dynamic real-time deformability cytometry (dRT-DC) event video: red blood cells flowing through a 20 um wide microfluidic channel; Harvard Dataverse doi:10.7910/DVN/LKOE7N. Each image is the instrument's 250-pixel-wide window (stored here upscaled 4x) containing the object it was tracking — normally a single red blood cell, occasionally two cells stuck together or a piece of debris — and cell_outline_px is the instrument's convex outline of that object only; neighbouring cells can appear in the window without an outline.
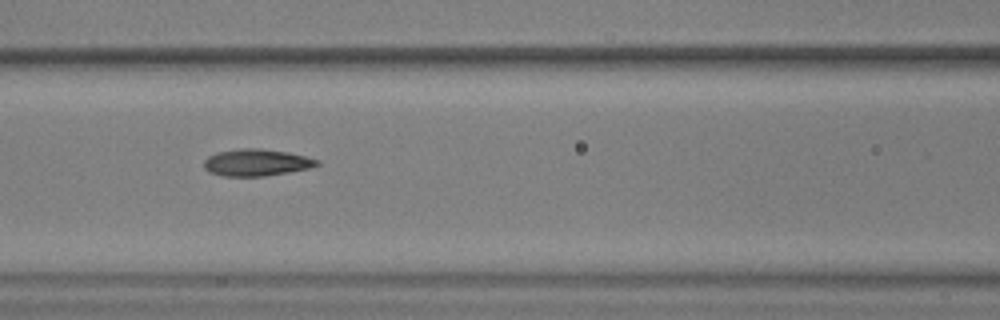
{"species": "common noctule bat (a hibernating species)", "species_latin": "Nyctalus noctula", "temperature_condition": "warm", "stored_images_in_passage": 39, "camera_frame_rate_fps": 3000, "um_per_image_px": 0.085, "animal": {"sex": "male", "body_mass_g": 17.9, "forearm_length_mm": 54.2}, "frame": {"image": 1, "passage_image": 7, "time_ms": 2.0, "image_size_px": [1000, 320], "cell_outline_px": [[320, 164], [308, 168], [288, 172], [264, 176], [224, 176], [208, 172], [204, 168], [204, 160], [208, 156], [216, 152], [240, 148], [260, 148], [288, 152], [320, 160]], "centroid_in_image_um": [21.77, 13.81], "position_along_channel_um": 144.8, "area_um2": 17.74}}
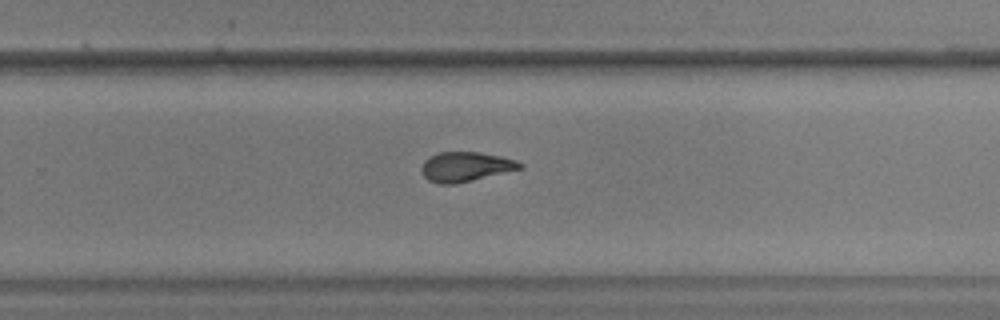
{"frame": {"image": 2, "passage_image": 19, "time_ms": 6.0, "image_size_px": [1000, 320], "cell_outline_px": [[524, 168], [456, 184], [440, 184], [428, 180], [420, 172], [420, 168], [424, 160], [440, 152], [480, 152], [500, 156], [516, 160], [524, 164]], "centroid_in_image_um": [39.58, 14.18], "position_along_channel_um": 290.2, "area_um2": 17.11}}
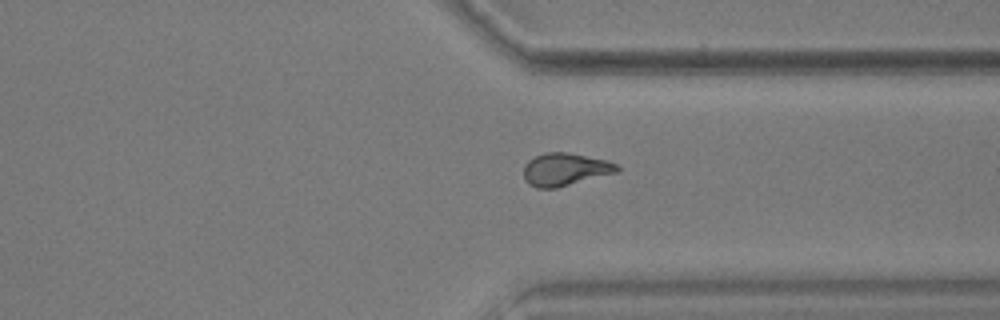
{"frame": {"image": 3, "passage_image": 25, "time_ms": 8.0, "image_size_px": [1000, 320], "cell_outline_px": [[620, 172], [556, 188], [536, 188], [528, 184], [524, 176], [524, 164], [528, 160], [544, 152], [568, 152], [608, 160], [616, 164], [620, 168]], "centroid_in_image_um": [48.05, 14.4], "position_along_channel_um": 363.3, "area_um2": 18.03}, "authors_computed_cell_mechanics": {"area_um2": 17.8024, "velocity_mm_per_s": 3.6436, "shape_relaxation_time_tau1_ms": null, "shape_relaxation_time_tau2_ms": 1.9659, "deformation_change_tau1": null, "deformation_change_tau2": 0.0915}}